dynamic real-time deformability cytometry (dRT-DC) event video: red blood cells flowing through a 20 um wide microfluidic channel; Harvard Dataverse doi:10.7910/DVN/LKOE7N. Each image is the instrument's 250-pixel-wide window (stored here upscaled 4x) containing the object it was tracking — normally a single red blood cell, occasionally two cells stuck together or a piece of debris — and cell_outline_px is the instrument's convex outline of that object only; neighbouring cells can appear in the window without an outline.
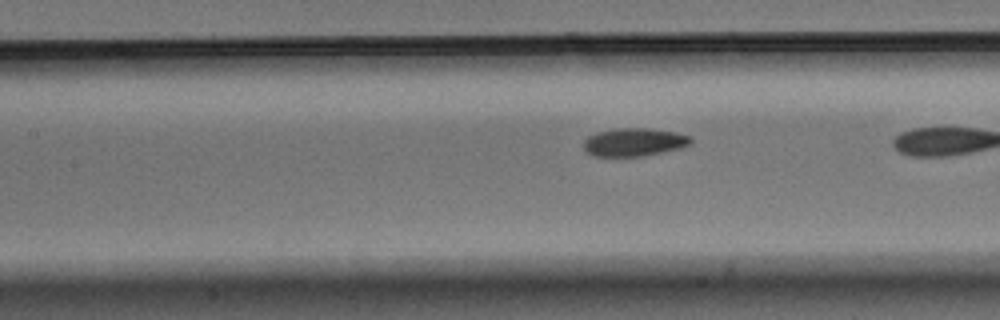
{"species": "Egyptian fruit bat (a non-hibernating species)", "species_latin": "Rousettus aegyptiacus", "temperature_condition": "warm", "stored_images_in_passage": 8, "camera_frame_rate_fps": 3000, "um_per_image_px": 0.085, "animal": {"sex": "male"}, "frame": {"image": 1, "passage_image": 4, "time_ms": 1.0, "image_size_px": [1000, 320], "cell_outline_px": [[692, 144], [680, 148], [640, 156], [596, 156], [588, 152], [584, 148], [584, 140], [588, 136], [596, 132], [616, 128], [648, 128], [676, 132], [692, 136]], "centroid_in_image_um": [53.92, 12.06], "position_along_channel_um": 153.5, "area_um2": 17.51}}